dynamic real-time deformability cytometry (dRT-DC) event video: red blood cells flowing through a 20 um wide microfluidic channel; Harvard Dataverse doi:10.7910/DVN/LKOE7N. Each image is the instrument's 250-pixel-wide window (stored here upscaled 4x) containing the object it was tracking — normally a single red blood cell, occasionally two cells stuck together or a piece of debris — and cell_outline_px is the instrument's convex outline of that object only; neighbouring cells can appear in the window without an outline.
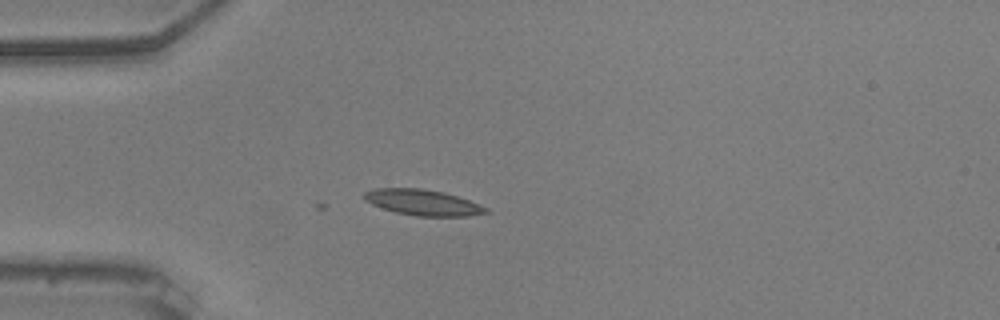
{"species": "common noctule bat (a hibernating species)", "species_latin": "Nyctalus noctula", "temperature_condition": "warm", "stored_images_in_passage": 2, "camera_frame_rate_fps": 3000, "um_per_image_px": 0.085, "animal": {"sex": "male", "body_mass_g": 20.5, "forearm_length_mm": 52.5}, "frame": {"image": 1, "passage_image": 2, "time_ms": 0.333, "image_size_px": [1000, 320], "cell_outline_px": [[488, 212], [468, 216], [416, 216], [396, 212], [372, 204], [364, 200], [364, 192], [376, 188], [420, 188], [444, 192], [468, 200], [488, 208]], "centroid_in_image_um": [35.92, 17.2], "position_along_channel_um": 49.1, "area_um2": 18.09}}